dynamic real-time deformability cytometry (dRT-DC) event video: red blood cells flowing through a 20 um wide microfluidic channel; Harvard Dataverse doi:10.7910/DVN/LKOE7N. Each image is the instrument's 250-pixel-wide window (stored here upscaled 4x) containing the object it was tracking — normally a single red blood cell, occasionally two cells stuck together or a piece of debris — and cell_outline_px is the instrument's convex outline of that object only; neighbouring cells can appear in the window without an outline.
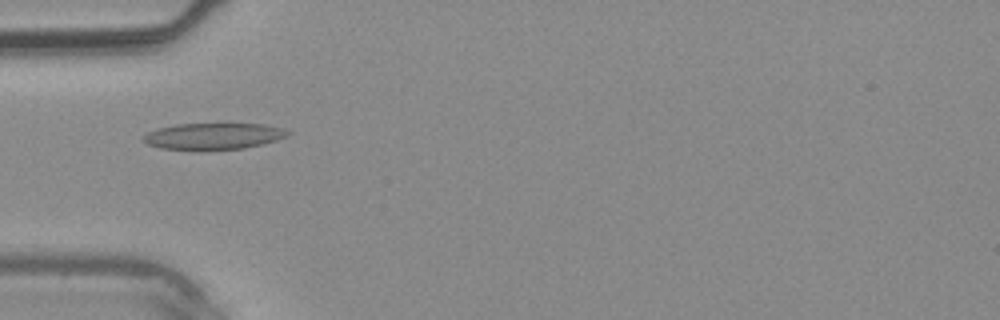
{"species": "common noctule bat (a hibernating species)", "species_latin": "Nyctalus noctula", "temperature_condition": "warm", "stored_images_in_passage": 34, "camera_frame_rate_fps": 3000, "um_per_image_px": 0.085, "animal": {"sex": "male", "body_mass_g": 20.4}, "frame": {"image": 1, "passage_image": 7, "time_ms": 2.0, "image_size_px": [1000, 320], "cell_outline_px": [[292, 132], [288, 136], [276, 140], [244, 148], [200, 152], [160, 148], [148, 144], [144, 140], [144, 136], [148, 132], [156, 128], [176, 124], [228, 120], [264, 124], [284, 128]], "centroid_in_image_um": [18.17, 11.54], "position_along_channel_um": 66.8, "area_um2": 24.04}}
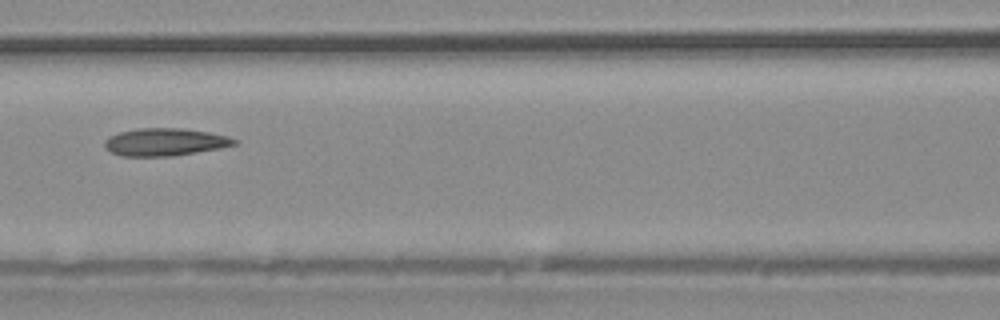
{"frame": {"image": 2, "passage_image": 12, "time_ms": 3.667, "image_size_px": [1000, 320], "cell_outline_px": [[240, 140], [236, 144], [220, 148], [172, 156], [120, 156], [112, 152], [104, 144], [104, 140], [120, 132], [136, 128], [184, 128], [208, 132], [228, 136]], "centroid_in_image_um": [14.06, 12.06], "position_along_channel_um": 152.5, "area_um2": 20.75}}
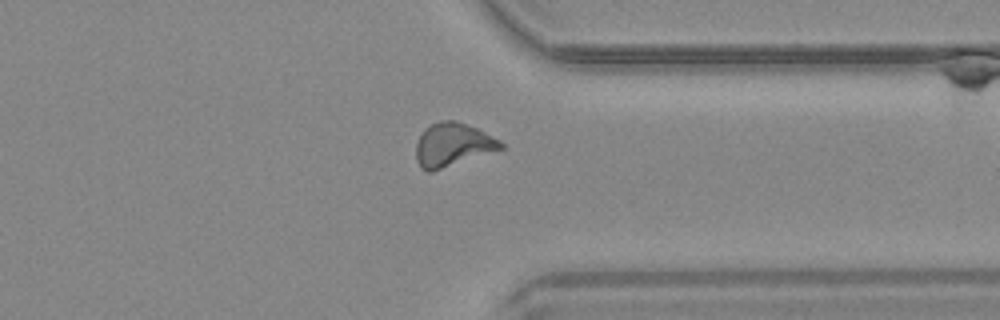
{"frame": {"image": 3, "passage_image": 25, "time_ms": 8.0, "image_size_px": [1000, 320], "cell_outline_px": [[504, 148], [432, 172], [428, 172], [420, 168], [416, 160], [416, 144], [424, 128], [440, 120], [456, 120], [476, 128], [500, 140], [504, 144]], "centroid_in_image_um": [38.45, 12.31], "position_along_channel_um": 372.9, "area_um2": 21.44}}